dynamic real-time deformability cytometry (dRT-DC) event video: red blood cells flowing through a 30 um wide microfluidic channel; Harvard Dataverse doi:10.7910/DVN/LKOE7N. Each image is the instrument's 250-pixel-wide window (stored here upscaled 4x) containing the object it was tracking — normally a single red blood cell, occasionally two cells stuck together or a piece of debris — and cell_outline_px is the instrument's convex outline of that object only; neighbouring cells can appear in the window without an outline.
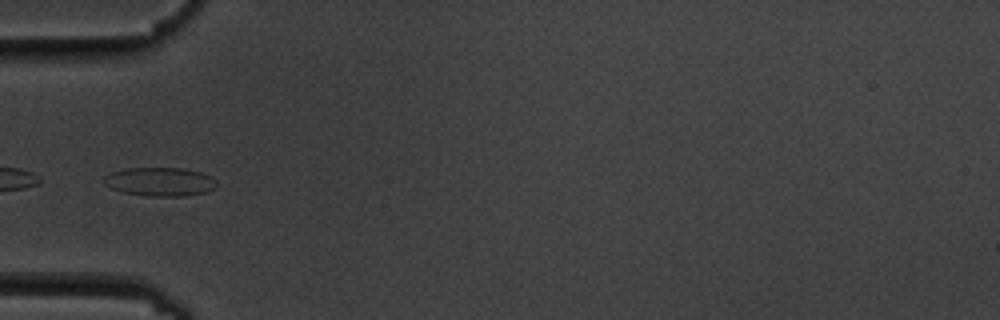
{"species": "common noctule bat (a hibernating species)", "species_latin": "Nyctalus noctula", "temperature_condition": "cold", "stored_images_in_passage": 15, "camera_frame_rate_fps": 3000, "um_per_image_px": 0.085, "animal": {"sex": "male", "body_mass_g": 19.5, "forearm_length_mm": 54.6}, "frame": {"image": 1, "passage_image": 5, "time_ms": 5.333, "image_size_px": [1000, 320], "cell_outline_px": [[216, 188], [208, 192], [184, 196], [148, 196], [120, 192], [104, 184], [104, 176], [112, 172], [124, 168], [184, 168], [200, 172], [212, 176], [216, 180]], "centroid_in_image_um": [13.62, 15.45], "position_along_channel_um": 71.4, "area_um2": 19.07}}
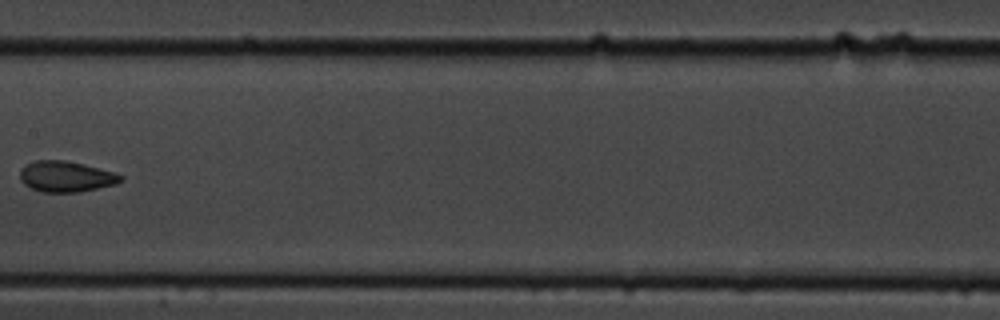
{"frame": {"image": 2, "passage_image": 8, "time_ms": 9.0, "image_size_px": [1000, 320], "cell_outline_px": [[124, 180], [116, 184], [80, 192], [40, 192], [24, 184], [20, 180], [20, 172], [28, 164], [36, 160], [64, 160], [84, 164], [116, 172], [124, 176]], "centroid_in_image_um": [5.67, 15.01], "position_along_channel_um": 201.7, "area_um2": 18.15}}
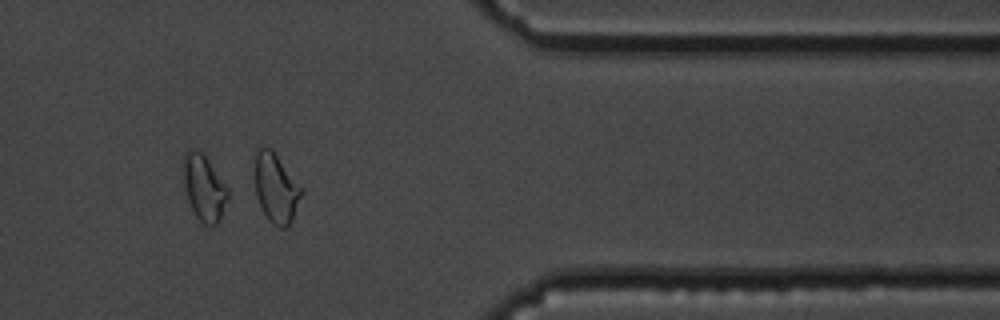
{"frame": {"image": 3, "passage_image": 13, "time_ms": 14.667, "image_size_px": [1000, 320], "cell_outline_px": [[300, 196], [292, 220], [288, 228], [280, 228], [272, 224], [268, 220], [256, 196], [256, 148], [272, 148], [300, 188]], "centroid_in_image_um": [23.43, 16.02], "position_along_channel_um": 388.0, "area_um2": 18.09}, "authors_computed_cell_mechanics": {"area_um2": 18.1492, "velocity_mm_per_s": 3.5529, "shape_relaxation_time_tau1_ms": 3.2269, "shape_relaxation_time_tau2_ms": 1.7469, "deformation_change_tau1": 0.0638, "deformation_change_tau2": 0.0426}}